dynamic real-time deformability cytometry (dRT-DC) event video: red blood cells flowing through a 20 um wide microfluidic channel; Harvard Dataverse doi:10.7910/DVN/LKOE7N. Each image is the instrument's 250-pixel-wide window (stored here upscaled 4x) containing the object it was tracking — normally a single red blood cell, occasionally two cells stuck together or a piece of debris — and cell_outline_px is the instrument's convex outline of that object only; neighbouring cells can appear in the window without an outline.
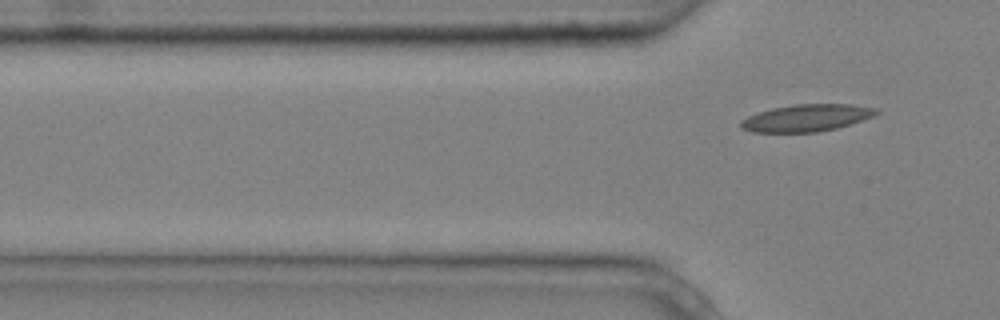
{"species": "common noctule bat (a hibernating species)", "species_latin": "Nyctalus noctula", "temperature_condition": "cold", "stored_images_in_passage": 7, "segment_of_instrument_passage": [2, 2], "camera_frame_rate_fps": 3000, "um_per_image_px": 0.085, "animal": {"sex": "male", "body_mass_g": 20.4}, "frame": {"image": 1, "passage_image": 7, "time_ms": 2.0, "image_size_px": [1000, 320], "cell_outline_px": [[880, 112], [872, 116], [836, 128], [816, 132], [752, 132], [740, 128], [740, 120], [748, 116], [772, 108], [796, 104], [852, 104], [880, 108]], "centroid_in_image_um": [68.55, 10.01], "position_along_channel_um": 57.3, "area_um2": 21.27}}